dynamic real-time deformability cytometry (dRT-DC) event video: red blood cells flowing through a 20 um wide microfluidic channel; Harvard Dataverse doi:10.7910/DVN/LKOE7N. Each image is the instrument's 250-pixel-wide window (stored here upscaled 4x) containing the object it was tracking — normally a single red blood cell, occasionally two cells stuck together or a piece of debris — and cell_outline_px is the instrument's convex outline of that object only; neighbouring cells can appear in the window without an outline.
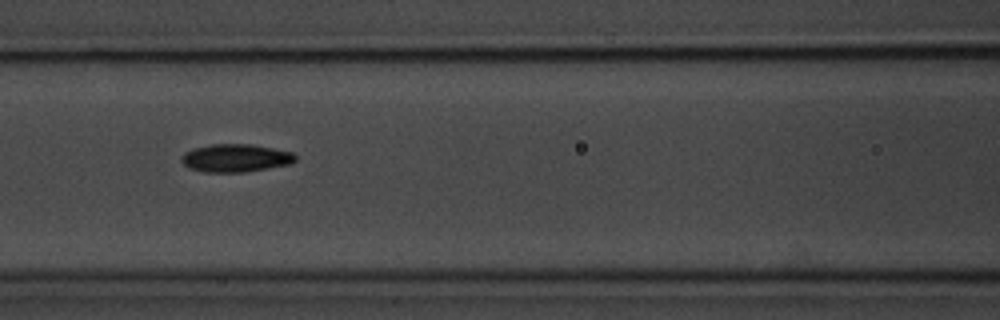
{"species": "common noctule bat (a hibernating species)", "species_latin": "Nyctalus noctula", "temperature_condition": "room temperature", "stored_images_in_passage": 12, "camera_frame_rate_fps": 3000, "um_per_image_px": 0.085, "animal": {"sex": "male", "body_mass_g": 20.1, "forearm_length_mm": 53.5}, "frame": {"image": 1, "passage_image": 4, "time_ms": 4.333, "image_size_px": [1000, 320], "cell_outline_px": [[296, 160], [292, 164], [244, 172], [204, 172], [188, 168], [180, 160], [180, 156], [184, 152], [192, 148], [212, 144], [252, 144], [292, 152], [296, 156]], "centroid_in_image_um": [20.0, 13.43], "position_along_channel_um": 146.6, "area_um2": 18.73}, "authors_computed_cell_mechanics": {"area_um2": 18.1203, "velocity_mm_per_s": 3.6475, "shape_relaxation_time_tau1_ms": 2.27, "shape_relaxation_time_tau2_ms": null, "deformation_change_tau1": 0.098, "deformation_change_tau2": null}}